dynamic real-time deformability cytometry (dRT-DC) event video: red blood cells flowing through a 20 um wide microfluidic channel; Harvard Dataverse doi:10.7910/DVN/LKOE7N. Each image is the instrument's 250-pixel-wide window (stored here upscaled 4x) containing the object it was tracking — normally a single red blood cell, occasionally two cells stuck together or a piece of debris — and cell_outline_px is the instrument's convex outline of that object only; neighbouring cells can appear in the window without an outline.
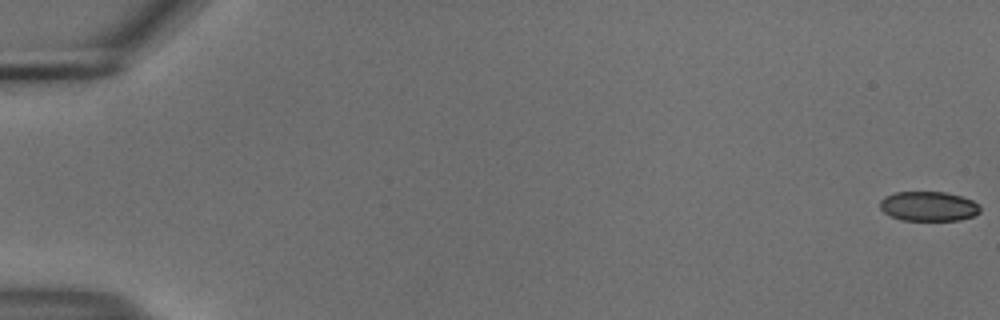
{"species": "common noctule bat (a hibernating species)", "species_latin": "Nyctalus noctula", "temperature_condition": "cold", "stored_images_in_passage": 57, "camera_frame_rate_fps": 3000, "um_per_image_px": 0.085, "animal": {"sex": "male", "body_mass_g": 18.8}, "frame": {"image": 1, "passage_image": 1, "time_ms": 0.0, "image_size_px": [1000, 320], "cell_outline_px": [[980, 212], [972, 216], [960, 220], [900, 220], [884, 212], [880, 208], [880, 200], [884, 196], [892, 192], [948, 192], [972, 200], [980, 204]], "centroid_in_image_um": [78.92, 17.52], "position_along_channel_um": 6.1, "area_um2": 17.4}}
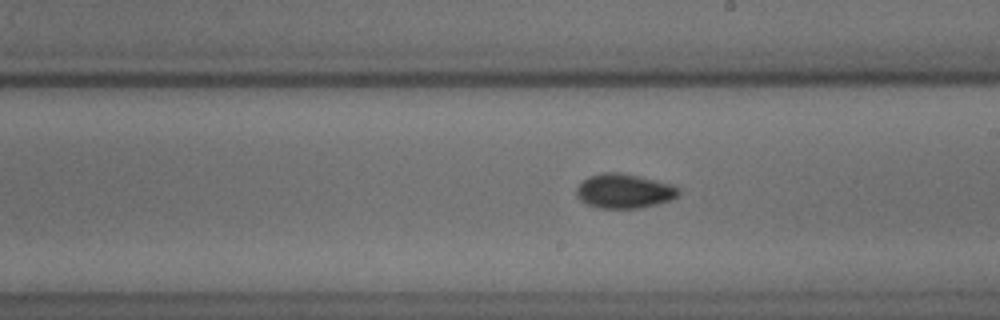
{"frame": {"image": 2, "passage_image": 33, "time_ms": 10.667, "image_size_px": [1000, 320], "cell_outline_px": [[680, 192], [672, 200], [640, 208], [596, 208], [580, 200], [576, 196], [576, 188], [588, 176], [604, 172], [620, 172], [672, 184], [680, 188]], "centroid_in_image_um": [53.05, 16.24], "position_along_channel_um": 236.0, "area_um2": 20.52}}
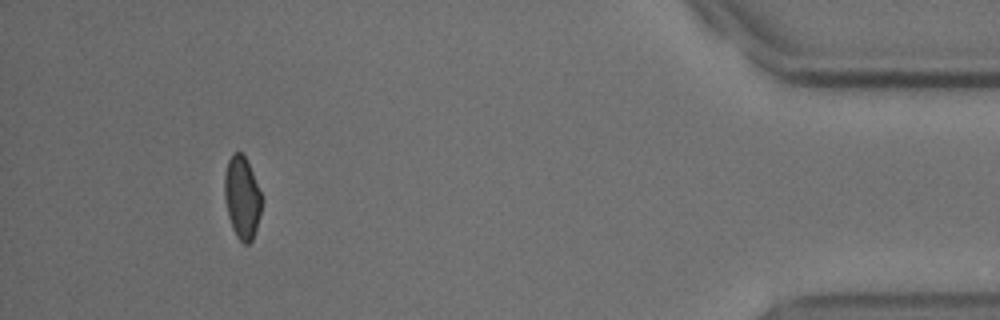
{"frame": {"image": 3, "passage_image": 52, "time_ms": 17.0, "image_size_px": [1000, 320], "cell_outline_px": [[260, 212], [256, 228], [252, 240], [248, 244], [244, 244], [236, 236], [232, 228], [228, 216], [224, 200], [224, 176], [228, 160], [232, 152], [240, 152], [244, 156], [252, 172], [260, 192]], "centroid_in_image_um": [20.53, 16.79], "position_along_channel_um": 414.7, "area_um2": 17.57}, "authors_computed_cell_mechanics": {"area_um2": 18.9006, "velocity_mm_per_s": 3.7151, "shape_relaxation_time_tau1_ms": 5.2931, "shape_relaxation_time_tau2_ms": 4.6073, "deformation_change_tau1": 0.0889, "deformation_change_tau2": 0.061}}